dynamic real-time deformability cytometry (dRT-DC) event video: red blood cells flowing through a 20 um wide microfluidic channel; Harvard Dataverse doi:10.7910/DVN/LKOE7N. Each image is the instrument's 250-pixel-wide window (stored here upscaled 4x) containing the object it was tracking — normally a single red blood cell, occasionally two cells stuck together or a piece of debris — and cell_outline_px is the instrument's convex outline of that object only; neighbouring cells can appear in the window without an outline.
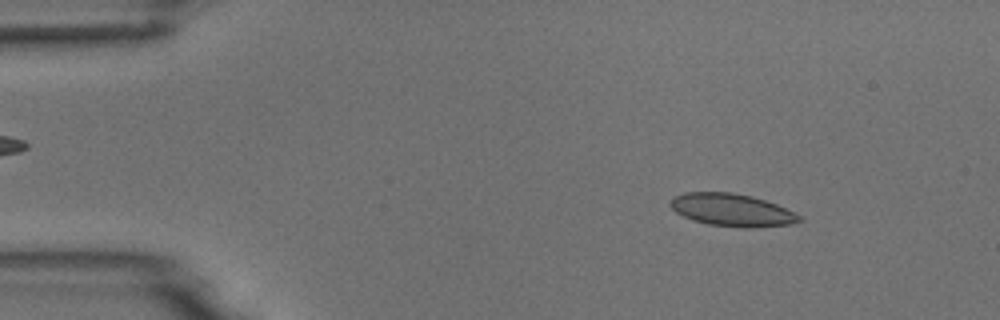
{"species": "common noctule bat (a hibernating species)", "species_latin": "Nyctalus noctula", "temperature_condition": "room temperature", "stored_images_in_passage": 48, "camera_frame_rate_fps": 3000, "um_per_image_px": 0.085, "animal": {"sex": "male", "body_mass_g": 18.8}, "frame": {"image": 1, "passage_image": 1, "time_ms": 0.0, "image_size_px": [1000, 320], "cell_outline_px": [[804, 220], [788, 224], [752, 228], [744, 228], [708, 224], [692, 220], [676, 212], [668, 204], [668, 200], [684, 192], [732, 192], [752, 196], [776, 204], [800, 216]], "centroid_in_image_um": [62.17, 17.84], "position_along_channel_um": 22.8, "area_um2": 24.39}}
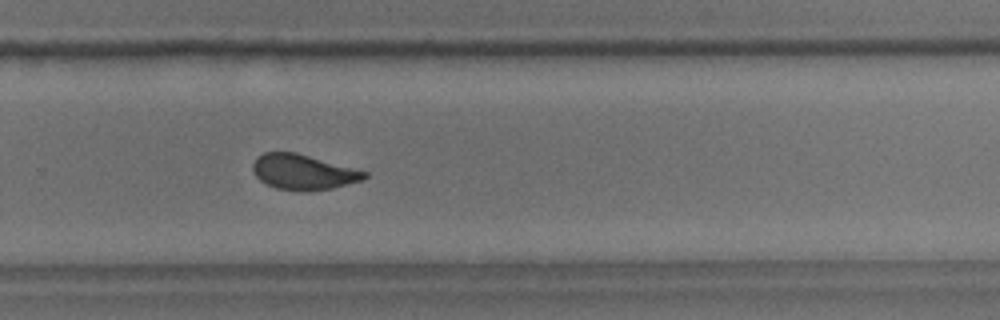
{"frame": {"image": 2, "passage_image": 30, "time_ms": 9.667, "image_size_px": [1000, 320], "cell_outline_px": [[368, 176], [360, 180], [332, 188], [276, 188], [260, 180], [252, 172], [252, 164], [256, 156], [264, 152], [296, 152], [368, 172]], "centroid_in_image_um": [25.72, 14.56], "position_along_channel_um": 304.1, "area_um2": 22.08}}
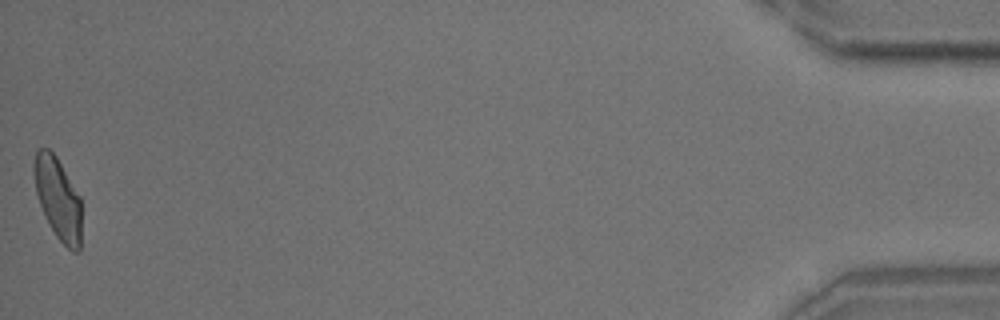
{"frame": {"image": 3, "passage_image": 48, "time_ms": 15.667, "image_size_px": [1000, 320], "cell_outline_px": [[80, 252], [72, 252], [56, 236], [48, 224], [40, 204], [36, 192], [32, 172], [32, 164], [36, 148], [48, 148], [56, 156], [80, 196]], "centroid_in_image_um": [4.89, 16.84], "position_along_channel_um": 430.3, "area_um2": 22.77}, "authors_computed_cell_mechanics": {"area_um2": 23.6402, "velocity_mm_per_s": 3.6974, "shape_relaxation_time_tau1_ms": 6.4842, "shape_relaxation_time_tau2_ms": 0.9866, "deformation_change_tau1": 0.1363, "deformation_change_tau2": 0.0407}}